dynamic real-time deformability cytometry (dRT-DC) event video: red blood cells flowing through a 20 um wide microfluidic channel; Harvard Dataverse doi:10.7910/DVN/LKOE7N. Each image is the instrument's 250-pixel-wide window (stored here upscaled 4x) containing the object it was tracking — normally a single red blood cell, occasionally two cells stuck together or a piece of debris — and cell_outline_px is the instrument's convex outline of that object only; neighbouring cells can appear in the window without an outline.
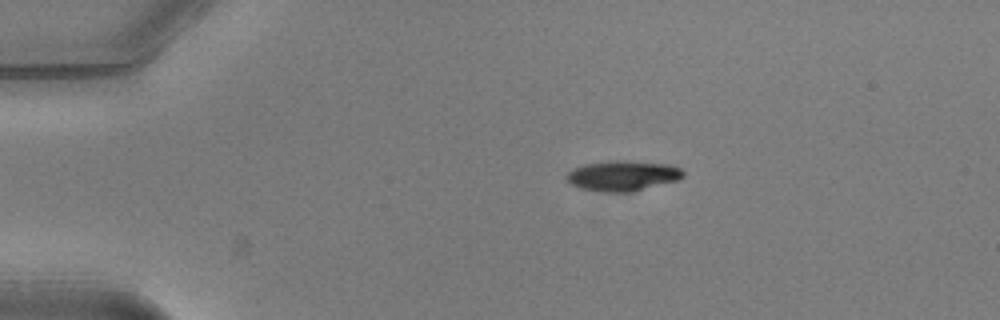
{"species": "common noctule bat (a hibernating species)", "species_latin": "Nyctalus noctula", "temperature_condition": "warm", "stored_images_in_passage": 42, "camera_frame_rate_fps": 3000, "um_per_image_px": 0.085, "animal": {"sex": "male", "body_mass_g": 20.5, "forearm_length_mm": 52.5}, "frame": {"image": 1, "passage_image": 1, "time_ms": 0.0, "image_size_px": [1000, 320], "cell_outline_px": [[684, 176], [676, 180], [632, 192], [604, 192], [580, 188], [564, 180], [564, 176], [568, 172], [584, 164], [608, 160], [620, 160], [668, 164], [680, 168], [684, 172]], "centroid_in_image_um": [52.89, 14.93], "position_along_channel_um": 32.1, "area_um2": 20.58}}
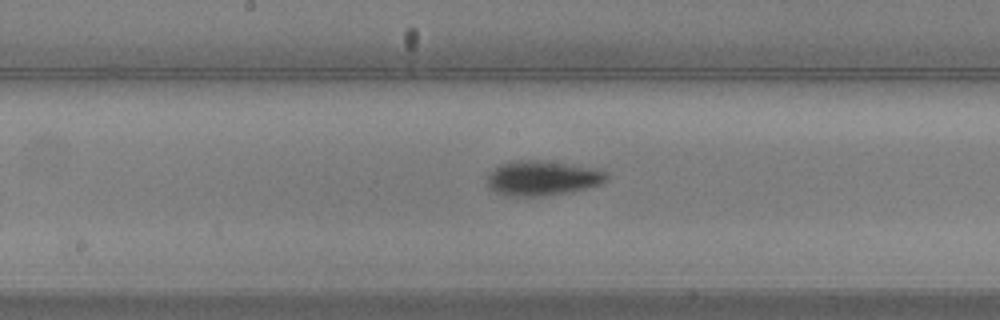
{"frame": {"image": 2, "passage_image": 18, "time_ms": 5.667, "image_size_px": [1000, 320], "cell_outline_px": [[608, 180], [604, 184], [588, 188], [568, 192], [544, 196], [504, 196], [496, 192], [488, 184], [488, 176], [496, 164], [516, 160], [536, 160], [592, 168], [608, 172]], "centroid_in_image_um": [46.11, 15.15], "position_along_channel_um": 202.1, "area_um2": 24.22}}
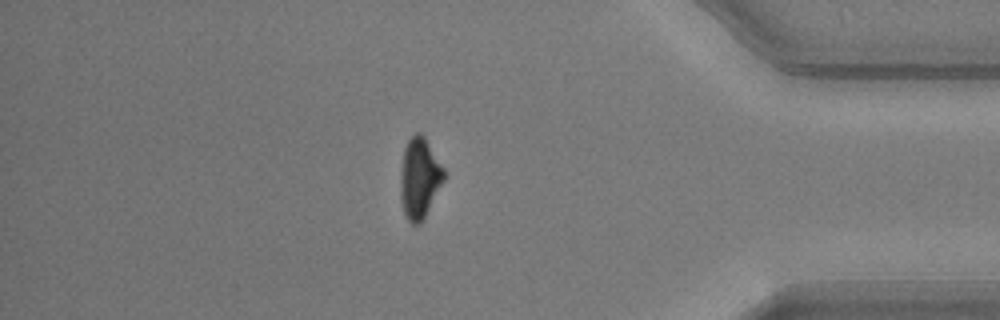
{"frame": {"image": 3, "passage_image": 35, "time_ms": 11.333, "image_size_px": [1000, 320], "cell_outline_px": [[444, 180], [420, 224], [412, 224], [408, 220], [404, 212], [400, 196], [400, 176], [404, 148], [408, 140], [416, 132], [420, 132], [424, 136], [444, 168]], "centroid_in_image_um": [35.64, 15.12], "position_along_channel_um": 399.6, "area_um2": 20.17}}